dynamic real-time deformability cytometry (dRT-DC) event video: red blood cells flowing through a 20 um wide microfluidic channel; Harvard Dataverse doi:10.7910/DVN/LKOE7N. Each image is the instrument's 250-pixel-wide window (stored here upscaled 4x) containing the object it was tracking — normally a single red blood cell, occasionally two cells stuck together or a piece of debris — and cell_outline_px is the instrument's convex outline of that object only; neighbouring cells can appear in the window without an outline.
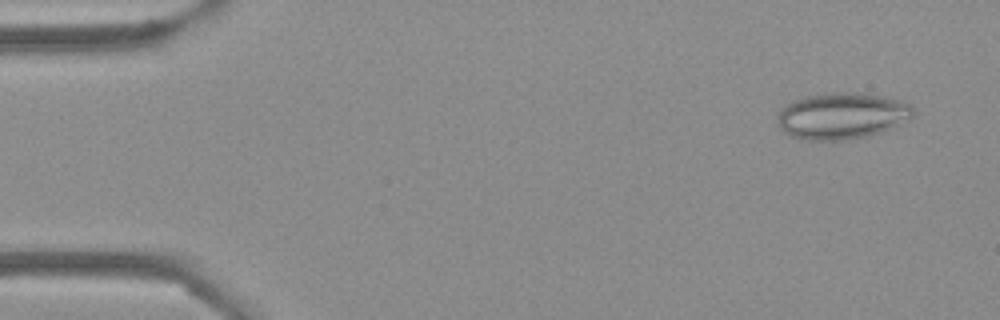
{"species": "Egyptian fruit bat (a non-hibernating species)", "species_latin": "Rousettus aegyptiacus", "temperature_condition": "cold", "stored_images_in_passage": 53, "camera_frame_rate_fps": 3000, "um_per_image_px": 0.085, "frame": {"image": 1, "passage_image": 3, "time_ms": 0.667, "image_size_px": [1000, 320], "cell_outline_px": [[916, 116], [880, 132], [868, 136], [844, 140], [808, 140], [792, 136], [784, 132], [776, 124], [776, 120], [780, 108], [784, 104], [792, 100], [808, 96], [828, 92], [864, 92], [884, 96], [900, 100], [912, 104]], "centroid_in_image_um": [71.55, 9.83], "position_along_channel_um": 13.4, "area_um2": 37.28}}
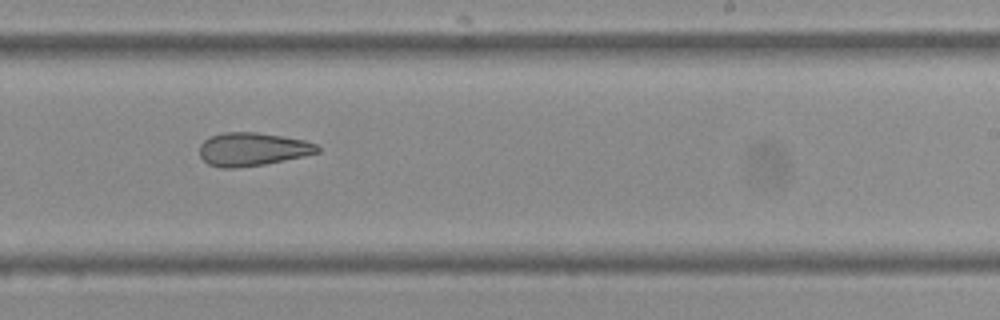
{"frame": {"image": 2, "passage_image": 32, "time_ms": 10.333, "image_size_px": [1000, 320], "cell_outline_px": [[320, 152], [304, 156], [264, 164], [236, 168], [220, 168], [208, 164], [200, 156], [200, 144], [204, 140], [212, 136], [224, 132], [256, 132], [304, 140], [316, 144], [320, 148]], "centroid_in_image_um": [21.45, 12.69], "position_along_channel_um": 267.6, "area_um2": 22.77}}
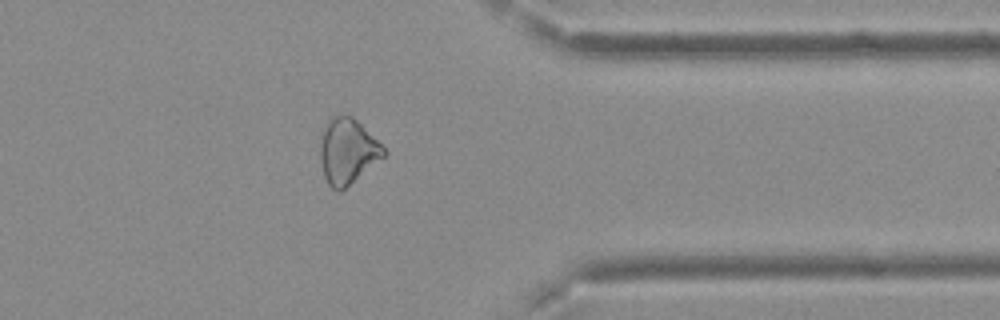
{"frame": {"image": 3, "passage_image": 42, "time_ms": 13.667, "image_size_px": [1000, 320], "cell_outline_px": [[388, 152], [384, 156], [340, 192], [336, 192], [328, 184], [324, 176], [320, 160], [320, 144], [324, 128], [328, 120], [332, 116], [352, 116]], "centroid_in_image_um": [29.51, 12.88], "position_along_channel_um": 381.9, "area_um2": 23.7}, "authors_computed_cell_mechanics": {"area_um2": 25.7788, "velocity_mm_per_s": 3.7562, "shape_relaxation_time_tau1_ms": null, "shape_relaxation_time_tau2_ms": 4.808, "deformation_change_tau1": null, "deformation_change_tau2": 0.1454}}